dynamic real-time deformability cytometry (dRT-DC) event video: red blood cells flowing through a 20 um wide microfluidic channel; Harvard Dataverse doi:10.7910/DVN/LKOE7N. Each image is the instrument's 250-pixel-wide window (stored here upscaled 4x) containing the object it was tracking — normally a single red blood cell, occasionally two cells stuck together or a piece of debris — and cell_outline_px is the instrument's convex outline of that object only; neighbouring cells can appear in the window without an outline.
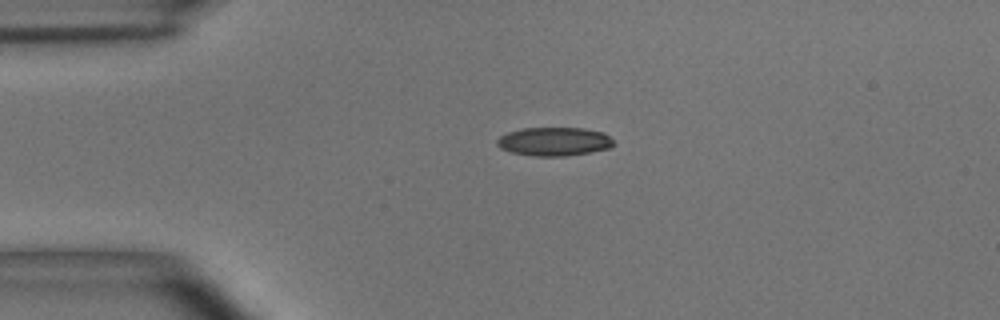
{"species": "common noctule bat (a hibernating species)", "species_latin": "Nyctalus noctula", "temperature_condition": "room temperature", "stored_images_in_passage": 43, "camera_frame_rate_fps": 3000, "um_per_image_px": 0.085, "animal": {"sex": "male", "body_mass_g": 15.6}, "frame": {"image": 1, "passage_image": 1, "time_ms": 0.0, "image_size_px": [1000, 320], "cell_outline_px": [[616, 144], [608, 148], [592, 152], [564, 156], [536, 156], [512, 152], [500, 148], [496, 144], [496, 140], [500, 136], [508, 132], [520, 128], [584, 128], [604, 132]], "centroid_in_image_um": [47.1, 12.02], "position_along_channel_um": 37.9, "area_um2": 19.48}}
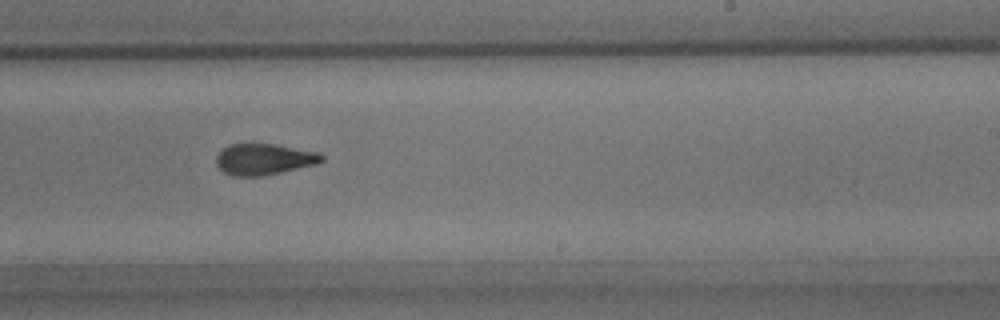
{"frame": {"image": 2, "passage_image": 22, "time_ms": 7.0, "image_size_px": [1000, 320], "cell_outline_px": [[324, 160], [316, 164], [264, 176], [232, 176], [224, 172], [216, 164], [216, 156], [228, 144], [276, 144], [316, 152], [324, 156]], "centroid_in_image_um": [22.43, 13.54], "position_along_channel_um": 266.6, "area_um2": 19.07}}
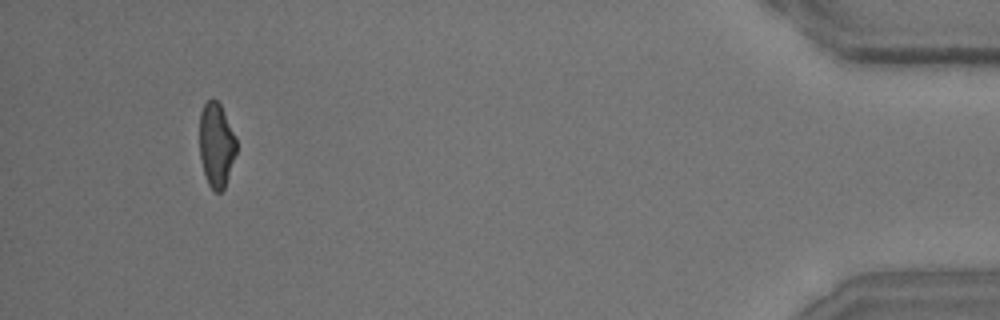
{"frame": {"image": 3, "passage_image": 40, "time_ms": 13.0, "image_size_px": [1000, 320], "cell_outline_px": [[236, 152], [224, 188], [220, 192], [216, 192], [208, 184], [200, 160], [200, 112], [204, 104], [212, 96], [220, 104], [236, 136]], "centroid_in_image_um": [18.38, 12.28], "position_along_channel_um": 416.8, "area_um2": 18.03}, "authors_computed_cell_mechanics": {"area_um2": 19.7676, "velocity_mm_per_s": 3.6724, "shape_relaxation_time_tau1_ms": 4.3996, "shape_relaxation_time_tau2_ms": 2.0568, "deformation_change_tau1": 0.1384, "deformation_change_tau2": 0.0867}}